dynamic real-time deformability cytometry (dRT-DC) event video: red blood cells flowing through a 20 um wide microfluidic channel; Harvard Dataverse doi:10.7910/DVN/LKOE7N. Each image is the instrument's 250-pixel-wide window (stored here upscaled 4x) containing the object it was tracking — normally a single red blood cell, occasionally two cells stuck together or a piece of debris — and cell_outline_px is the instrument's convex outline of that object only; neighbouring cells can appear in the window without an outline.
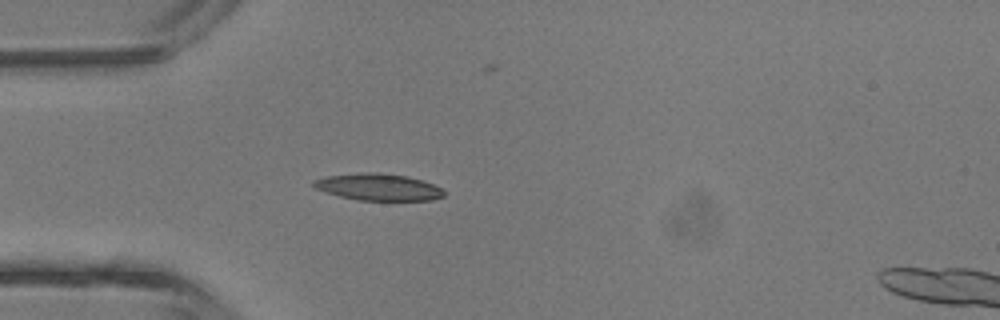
{"species": "common noctule bat (a hibernating species)", "species_latin": "Nyctalus noctula", "temperature_condition": "room temperature", "stored_images_in_passage": 4, "camera_frame_rate_fps": 3000, "um_per_image_px": 0.085, "animal": {"sex": "male", "body_mass_g": 13.3}, "frame": {"image": 1, "passage_image": 3, "time_ms": 2.333, "image_size_px": [1000, 320], "cell_outline_px": [[444, 196], [432, 200], [356, 200], [340, 196], [316, 188], [312, 184], [312, 180], [324, 176], [360, 172], [380, 172], [408, 176], [432, 184], [440, 188], [444, 192]], "centroid_in_image_um": [32.12, 15.88], "position_along_channel_um": 52.9, "area_um2": 20.35}}